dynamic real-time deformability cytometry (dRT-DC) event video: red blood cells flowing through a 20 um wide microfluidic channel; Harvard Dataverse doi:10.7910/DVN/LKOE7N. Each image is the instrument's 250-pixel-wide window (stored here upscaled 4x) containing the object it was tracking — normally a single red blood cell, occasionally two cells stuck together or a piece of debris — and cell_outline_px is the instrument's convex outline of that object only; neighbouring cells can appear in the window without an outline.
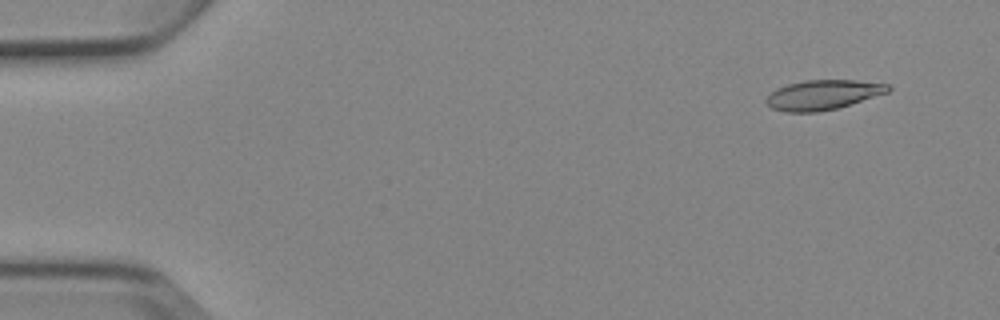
{"species": "Egyptian fruit bat (a non-hibernating species)", "species_latin": "Rousettus aegyptiacus", "temperature_condition": "cold", "stored_images_in_passage": 6, "camera_frame_rate_fps": 3000, "um_per_image_px": 0.085, "animal": {"sex": "female"}, "frame": {"image": 1, "passage_image": 2, "time_ms": 1.0, "image_size_px": [1000, 320], "cell_outline_px": [[892, 88], [888, 92], [836, 108], [820, 112], [784, 112], [772, 108], [764, 100], [776, 88], [788, 84], [804, 80], [856, 80], [888, 84]], "centroid_in_image_um": [69.93, 8.05], "position_along_channel_um": 15.1, "area_um2": 20.98}}
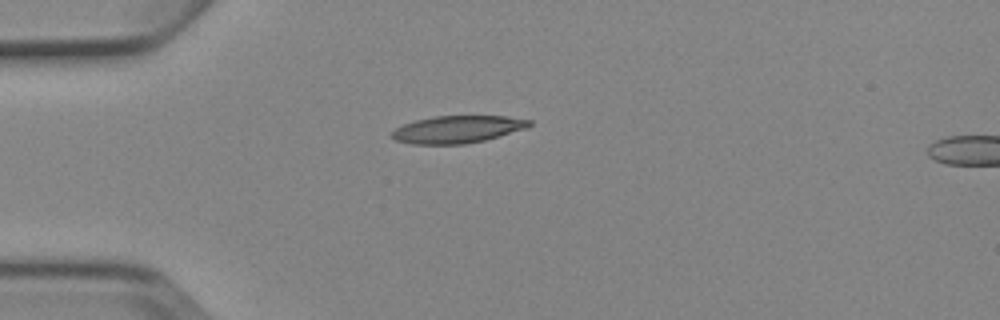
{"frame": {"image": 2, "passage_image": 5, "time_ms": 4.333, "image_size_px": [1000, 320], "cell_outline_px": [[532, 124], [528, 128], [500, 136], [484, 140], [464, 144], [412, 144], [396, 140], [388, 136], [396, 128], [404, 124], [416, 120], [432, 116], [508, 116], [532, 120]], "centroid_in_image_um": [38.9, 10.99], "position_along_channel_um": 46.1, "area_um2": 22.02}}